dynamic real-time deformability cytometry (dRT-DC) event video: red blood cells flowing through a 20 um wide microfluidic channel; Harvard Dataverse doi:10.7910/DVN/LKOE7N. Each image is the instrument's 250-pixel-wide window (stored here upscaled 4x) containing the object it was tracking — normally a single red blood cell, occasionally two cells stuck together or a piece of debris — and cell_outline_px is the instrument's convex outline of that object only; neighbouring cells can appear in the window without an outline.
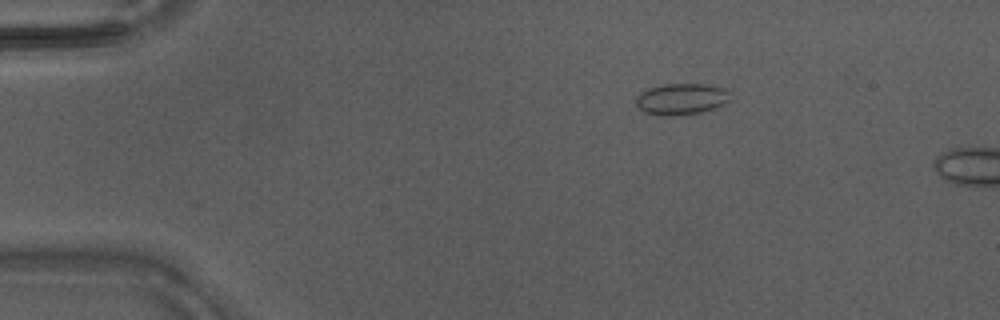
{"species": "Egyptian fruit bat (a non-hibernating species)", "species_latin": "Rousettus aegyptiacus", "temperature_condition": "warm", "stored_images_in_passage": 38, "camera_frame_rate_fps": 3000, "um_per_image_px": 0.085, "animal": {"sex": "male"}, "frame": {"image": 1, "passage_image": 1, "time_ms": 0.0, "image_size_px": [1000, 320], "cell_outline_px": [[732, 100], [724, 104], [700, 112], [676, 116], [664, 116], [644, 112], [636, 104], [636, 96], [640, 92], [648, 88], [664, 84], [708, 84], [724, 88], [728, 92]], "centroid_in_image_um": [57.91, 8.41], "position_along_channel_um": 27.1, "area_um2": 17.28}}